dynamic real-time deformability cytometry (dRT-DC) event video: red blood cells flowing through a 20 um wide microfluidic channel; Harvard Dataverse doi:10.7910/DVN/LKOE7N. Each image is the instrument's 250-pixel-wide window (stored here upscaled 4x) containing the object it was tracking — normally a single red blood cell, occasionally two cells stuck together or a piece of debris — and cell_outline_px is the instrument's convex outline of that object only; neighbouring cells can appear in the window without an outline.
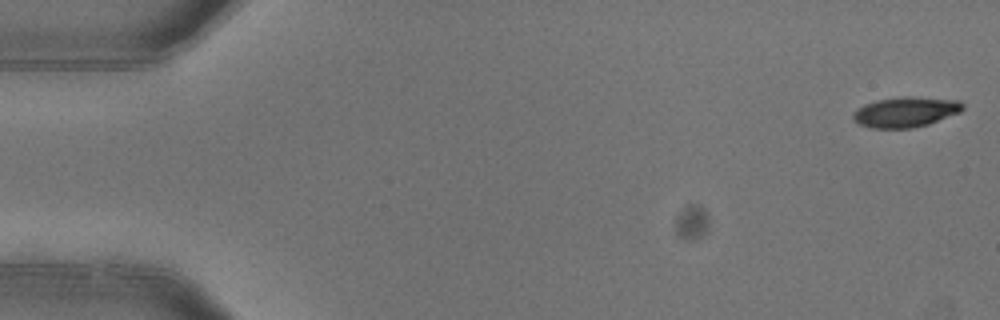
{"species": "common noctule bat (a hibernating species)", "species_latin": "Nyctalus noctula", "temperature_condition": "warm", "stored_images_in_passage": 6, "camera_frame_rate_fps": 3000, "um_per_image_px": 0.085, "animal": {"sex": "female"}, "frame": {"image": 1, "passage_image": 1, "time_ms": 0.0, "image_size_px": [1000, 320], "cell_outline_px": [[964, 108], [960, 112], [928, 124], [912, 128], [868, 128], [852, 120], [852, 116], [856, 108], [864, 104], [876, 100], [900, 96], [912, 96], [960, 100], [964, 104]], "centroid_in_image_um": [76.96, 9.51], "position_along_channel_um": 8.0, "area_um2": 19.59}}
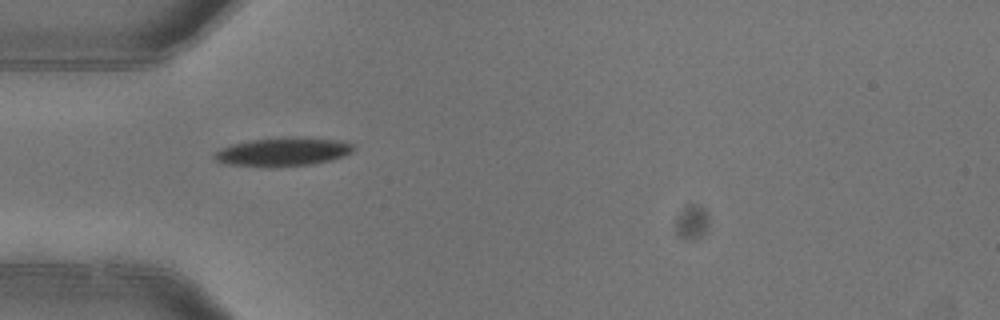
{"frame": {"image": 2, "passage_image": 4, "time_ms": 1.0, "image_size_px": [1000, 320], "cell_outline_px": [[356, 148], [352, 152], [344, 156], [332, 160], [312, 164], [276, 168], [220, 164], [212, 156], [216, 152], [232, 144], [252, 140], [340, 140], [352, 144]], "centroid_in_image_um": [24.01, 12.99], "position_along_channel_um": 61.0, "area_um2": 22.31}}